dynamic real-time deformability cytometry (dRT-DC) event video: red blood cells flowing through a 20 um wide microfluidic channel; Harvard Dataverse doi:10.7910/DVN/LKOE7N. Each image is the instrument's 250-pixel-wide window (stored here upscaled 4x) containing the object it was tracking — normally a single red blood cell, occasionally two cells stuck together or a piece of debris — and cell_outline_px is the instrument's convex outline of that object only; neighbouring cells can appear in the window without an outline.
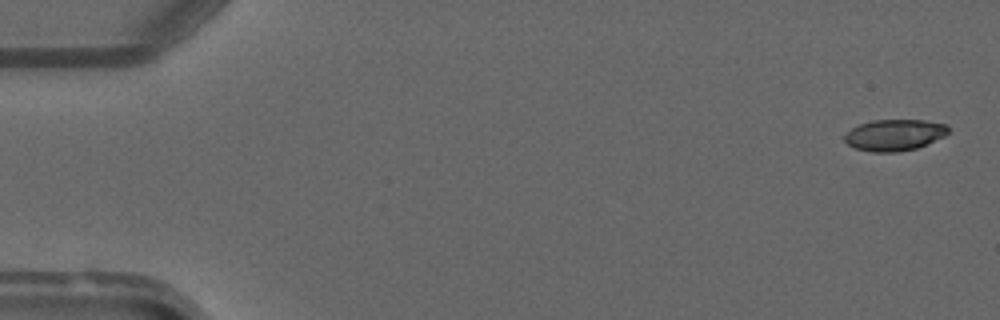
{"species": "common noctule bat (a hibernating species)", "species_latin": "Nyctalus noctula", "temperature_condition": "warm", "stored_images_in_passage": 3, "camera_frame_rate_fps": 3000, "um_per_image_px": 0.085, "animal": {"sex": "male", "forearm_length_mm": 52.5}, "frame": {"image": 1, "passage_image": 1, "time_ms": 0.0, "image_size_px": [1000, 320], "cell_outline_px": [[948, 132], [944, 136], [916, 148], [900, 152], [872, 152], [856, 148], [848, 144], [844, 140], [844, 136], [852, 128], [860, 124], [872, 120], [924, 120], [948, 124]], "centroid_in_image_um": [76.03, 11.47], "position_along_channel_um": 9.0, "area_um2": 18.84}}